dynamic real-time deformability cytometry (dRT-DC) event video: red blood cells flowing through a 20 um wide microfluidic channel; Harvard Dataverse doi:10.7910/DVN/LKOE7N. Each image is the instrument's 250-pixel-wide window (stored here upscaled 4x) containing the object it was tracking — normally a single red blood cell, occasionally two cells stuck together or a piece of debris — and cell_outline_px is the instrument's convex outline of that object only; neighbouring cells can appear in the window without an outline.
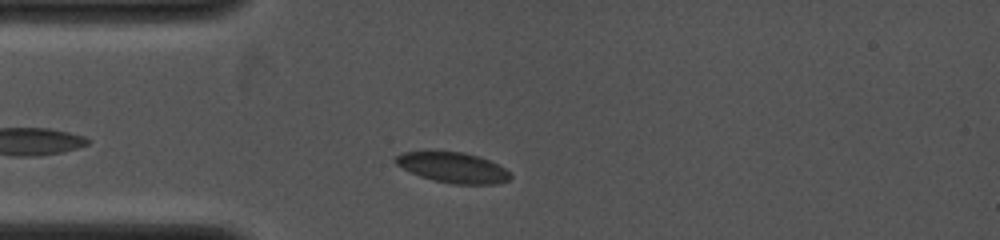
{"species": "common noctule bat (a hibernating species)", "species_latin": "Nyctalus noctula", "temperature_condition": "cold", "stored_images_in_passage": 17, "camera_frame_rate_fps": 4000, "um_per_image_px": 0.085, "animal": {"sex": "female", "body_mass_g": 19.0, "forearm_length_mm": 53.3}, "frame": {"image": 1, "passage_image": 4, "time_ms": 1.25, "image_size_px": [1000, 240], "cell_outline_px": [[512, 176], [508, 180], [496, 184], [452, 184], [420, 176], [396, 164], [392, 160], [396, 156], [404, 152], [464, 152], [480, 156], [504, 168]], "centroid_in_image_um": [38.51, 14.24], "position_along_channel_um": 46.5, "area_um2": 20.0}}
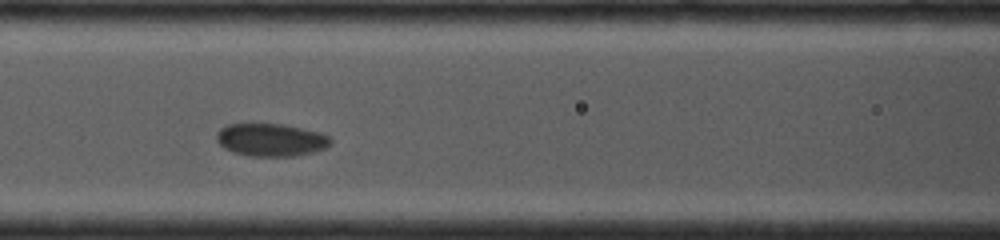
{"frame": {"image": 2, "passage_image": 8, "time_ms": 3.75, "image_size_px": [1000, 240], "cell_outline_px": [[332, 144], [324, 148], [312, 152], [292, 156], [252, 156], [232, 152], [224, 148], [216, 140], [216, 132], [220, 128], [228, 124], [284, 124], [320, 132], [328, 136], [332, 140]], "centroid_in_image_um": [23.01, 11.88], "position_along_channel_um": 143.6, "area_um2": 21.79}}
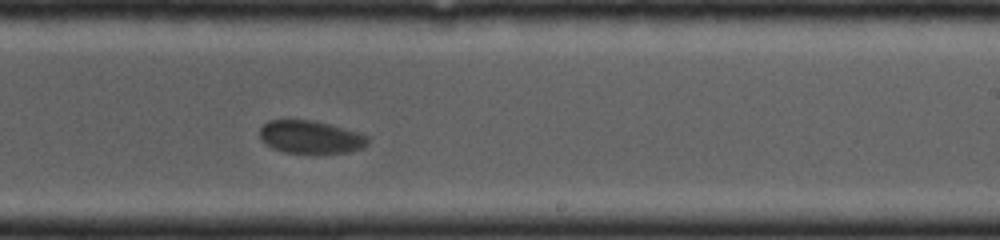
{"frame": {"image": 3, "passage_image": 15, "time_ms": 6.5, "image_size_px": [1000, 240], "cell_outline_px": [[368, 144], [364, 148], [348, 152], [284, 152], [272, 148], [260, 140], [260, 128], [268, 120], [312, 120], [360, 132], [368, 136]], "centroid_in_image_um": [26.4, 11.64], "position_along_channel_um": 262.6, "area_um2": 20.58}}